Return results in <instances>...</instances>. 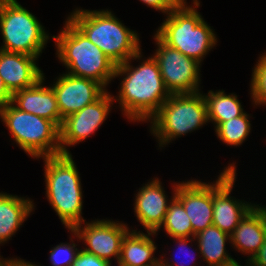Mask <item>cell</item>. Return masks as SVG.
Listing matches in <instances>:
<instances>
[{"label": "cell", "mask_w": 266, "mask_h": 266, "mask_svg": "<svg viewBox=\"0 0 266 266\" xmlns=\"http://www.w3.org/2000/svg\"><path fill=\"white\" fill-rule=\"evenodd\" d=\"M109 92L82 110L63 119L60 127V147L62 154H70L67 146H74L92 135L106 120L115 101ZM114 100V101H113Z\"/></svg>", "instance_id": "8fae6325"}, {"label": "cell", "mask_w": 266, "mask_h": 266, "mask_svg": "<svg viewBox=\"0 0 266 266\" xmlns=\"http://www.w3.org/2000/svg\"><path fill=\"white\" fill-rule=\"evenodd\" d=\"M46 196L68 230L85 223L81 179L71 154L43 157Z\"/></svg>", "instance_id": "5b68a950"}, {"label": "cell", "mask_w": 266, "mask_h": 266, "mask_svg": "<svg viewBox=\"0 0 266 266\" xmlns=\"http://www.w3.org/2000/svg\"><path fill=\"white\" fill-rule=\"evenodd\" d=\"M186 3L184 1L172 9L155 34L168 46L201 63L216 45L217 38L196 10L200 6L199 0H193L195 7L187 6Z\"/></svg>", "instance_id": "277c9868"}, {"label": "cell", "mask_w": 266, "mask_h": 266, "mask_svg": "<svg viewBox=\"0 0 266 266\" xmlns=\"http://www.w3.org/2000/svg\"><path fill=\"white\" fill-rule=\"evenodd\" d=\"M116 65L140 52L135 31L125 27L109 10L76 9L68 17Z\"/></svg>", "instance_id": "3957f363"}, {"label": "cell", "mask_w": 266, "mask_h": 266, "mask_svg": "<svg viewBox=\"0 0 266 266\" xmlns=\"http://www.w3.org/2000/svg\"><path fill=\"white\" fill-rule=\"evenodd\" d=\"M141 57L140 51L132 59L116 65L114 74V77L125 76L116 99L123 115L137 122L149 121L171 95L153 56L143 60L136 68L130 65L131 60H139Z\"/></svg>", "instance_id": "6da1fadb"}, {"label": "cell", "mask_w": 266, "mask_h": 266, "mask_svg": "<svg viewBox=\"0 0 266 266\" xmlns=\"http://www.w3.org/2000/svg\"><path fill=\"white\" fill-rule=\"evenodd\" d=\"M70 243H60L50 250V261L53 266H72L80 250L75 248L77 245L71 240Z\"/></svg>", "instance_id": "484cf974"}, {"label": "cell", "mask_w": 266, "mask_h": 266, "mask_svg": "<svg viewBox=\"0 0 266 266\" xmlns=\"http://www.w3.org/2000/svg\"><path fill=\"white\" fill-rule=\"evenodd\" d=\"M149 122L152 135L158 139L159 147H163L209 122L204 95L200 92L171 94Z\"/></svg>", "instance_id": "8992f818"}, {"label": "cell", "mask_w": 266, "mask_h": 266, "mask_svg": "<svg viewBox=\"0 0 266 266\" xmlns=\"http://www.w3.org/2000/svg\"><path fill=\"white\" fill-rule=\"evenodd\" d=\"M250 130L249 114L244 112L241 116L222 122L215 132L223 143L229 146H239L247 139Z\"/></svg>", "instance_id": "cb8c5ba5"}, {"label": "cell", "mask_w": 266, "mask_h": 266, "mask_svg": "<svg viewBox=\"0 0 266 266\" xmlns=\"http://www.w3.org/2000/svg\"><path fill=\"white\" fill-rule=\"evenodd\" d=\"M37 59L34 56L0 49V77L12 94L34 86L43 77L44 73L38 67Z\"/></svg>", "instance_id": "9a60e30c"}, {"label": "cell", "mask_w": 266, "mask_h": 266, "mask_svg": "<svg viewBox=\"0 0 266 266\" xmlns=\"http://www.w3.org/2000/svg\"><path fill=\"white\" fill-rule=\"evenodd\" d=\"M12 102V93L8 90L4 81L0 77V109Z\"/></svg>", "instance_id": "4dcf8cb0"}, {"label": "cell", "mask_w": 266, "mask_h": 266, "mask_svg": "<svg viewBox=\"0 0 266 266\" xmlns=\"http://www.w3.org/2000/svg\"><path fill=\"white\" fill-rule=\"evenodd\" d=\"M81 226L80 223L70 231L88 246L84 247V251L108 262H112L110 259L114 257L118 262L122 239L129 231L126 224L103 219L85 223L84 227Z\"/></svg>", "instance_id": "7c38bea8"}, {"label": "cell", "mask_w": 266, "mask_h": 266, "mask_svg": "<svg viewBox=\"0 0 266 266\" xmlns=\"http://www.w3.org/2000/svg\"><path fill=\"white\" fill-rule=\"evenodd\" d=\"M7 266H39L36 264H33L32 262H26L24 259H9Z\"/></svg>", "instance_id": "1f68e13d"}, {"label": "cell", "mask_w": 266, "mask_h": 266, "mask_svg": "<svg viewBox=\"0 0 266 266\" xmlns=\"http://www.w3.org/2000/svg\"><path fill=\"white\" fill-rule=\"evenodd\" d=\"M178 183L173 185V196L169 201L168 210L165 215V219L160 228L165 229L167 235L171 238L179 237H195L193 233L192 224L190 219L182 205V203L175 197V192L177 190Z\"/></svg>", "instance_id": "603a6c76"}, {"label": "cell", "mask_w": 266, "mask_h": 266, "mask_svg": "<svg viewBox=\"0 0 266 266\" xmlns=\"http://www.w3.org/2000/svg\"><path fill=\"white\" fill-rule=\"evenodd\" d=\"M128 231L122 239L119 262L125 266H150L158 264L160 259L153 256L157 247L150 236L155 232Z\"/></svg>", "instance_id": "d6986e66"}, {"label": "cell", "mask_w": 266, "mask_h": 266, "mask_svg": "<svg viewBox=\"0 0 266 266\" xmlns=\"http://www.w3.org/2000/svg\"><path fill=\"white\" fill-rule=\"evenodd\" d=\"M57 57L67 67L68 73L97 81L106 87L115 78L116 64L93 44L69 19L58 36H53Z\"/></svg>", "instance_id": "7a4b0ae2"}, {"label": "cell", "mask_w": 266, "mask_h": 266, "mask_svg": "<svg viewBox=\"0 0 266 266\" xmlns=\"http://www.w3.org/2000/svg\"><path fill=\"white\" fill-rule=\"evenodd\" d=\"M150 266H161V262H159L158 264L150 265Z\"/></svg>", "instance_id": "e575fe53"}, {"label": "cell", "mask_w": 266, "mask_h": 266, "mask_svg": "<svg viewBox=\"0 0 266 266\" xmlns=\"http://www.w3.org/2000/svg\"><path fill=\"white\" fill-rule=\"evenodd\" d=\"M158 178L148 182L135 196L134 212L147 232H158L168 210L167 196Z\"/></svg>", "instance_id": "2e32d148"}, {"label": "cell", "mask_w": 266, "mask_h": 266, "mask_svg": "<svg viewBox=\"0 0 266 266\" xmlns=\"http://www.w3.org/2000/svg\"><path fill=\"white\" fill-rule=\"evenodd\" d=\"M246 261L249 266H266V238L263 245L252 256V258H248Z\"/></svg>", "instance_id": "f546056e"}, {"label": "cell", "mask_w": 266, "mask_h": 266, "mask_svg": "<svg viewBox=\"0 0 266 266\" xmlns=\"http://www.w3.org/2000/svg\"><path fill=\"white\" fill-rule=\"evenodd\" d=\"M250 88L254 104L266 105V53L259 57L254 66Z\"/></svg>", "instance_id": "d4e9b609"}, {"label": "cell", "mask_w": 266, "mask_h": 266, "mask_svg": "<svg viewBox=\"0 0 266 266\" xmlns=\"http://www.w3.org/2000/svg\"><path fill=\"white\" fill-rule=\"evenodd\" d=\"M153 9L168 14L172 9L180 6L186 0H140Z\"/></svg>", "instance_id": "83f0119b"}, {"label": "cell", "mask_w": 266, "mask_h": 266, "mask_svg": "<svg viewBox=\"0 0 266 266\" xmlns=\"http://www.w3.org/2000/svg\"><path fill=\"white\" fill-rule=\"evenodd\" d=\"M207 104L208 121L215 123V129L222 123L244 113L241 103L235 94H225L223 90L209 91L204 94Z\"/></svg>", "instance_id": "7402d4cb"}, {"label": "cell", "mask_w": 266, "mask_h": 266, "mask_svg": "<svg viewBox=\"0 0 266 266\" xmlns=\"http://www.w3.org/2000/svg\"><path fill=\"white\" fill-rule=\"evenodd\" d=\"M173 239H175L176 240V242L178 243V248H179V251L180 252H184V253H186V252H188L189 253V251H188V249H189V247L187 246V244L189 243L190 244V240H191V242H192V240L193 239H195V237H192L191 239H190V237H179V238H173ZM188 247V249L187 250H185L186 248ZM186 251V252H185ZM179 252V253H180ZM188 253H186L187 254V257H190L191 255V253L188 255ZM183 255V254H182ZM193 256V255H192ZM175 257H173V258H170V259H174ZM191 258V257H190ZM193 259L195 258V257H192ZM188 259V258H187ZM193 259H191V260H193ZM177 260V259H176ZM195 260V259H194ZM193 260V261H194ZM160 262H161V266H174V264L175 263H177V264H175V266H189V264H186V265H184L183 263H181V264H179L177 261H175V263L173 262V264H172V262H171V264H170V262L168 263V259H166V261H165V259H160ZM191 263V262H190ZM190 266H192V265H190Z\"/></svg>", "instance_id": "f1b7e54d"}, {"label": "cell", "mask_w": 266, "mask_h": 266, "mask_svg": "<svg viewBox=\"0 0 266 266\" xmlns=\"http://www.w3.org/2000/svg\"><path fill=\"white\" fill-rule=\"evenodd\" d=\"M0 119L16 144L33 158L62 154L60 128L53 121L26 113L12 102L0 109Z\"/></svg>", "instance_id": "52a82bcc"}, {"label": "cell", "mask_w": 266, "mask_h": 266, "mask_svg": "<svg viewBox=\"0 0 266 266\" xmlns=\"http://www.w3.org/2000/svg\"><path fill=\"white\" fill-rule=\"evenodd\" d=\"M55 82L51 87L55 92L62 119L82 110L106 92V88L97 81L73 76L67 72Z\"/></svg>", "instance_id": "4fadbf2b"}, {"label": "cell", "mask_w": 266, "mask_h": 266, "mask_svg": "<svg viewBox=\"0 0 266 266\" xmlns=\"http://www.w3.org/2000/svg\"><path fill=\"white\" fill-rule=\"evenodd\" d=\"M8 261H9V259L7 260L5 258V260H4V258H1V256H0V266H7Z\"/></svg>", "instance_id": "836d02e7"}, {"label": "cell", "mask_w": 266, "mask_h": 266, "mask_svg": "<svg viewBox=\"0 0 266 266\" xmlns=\"http://www.w3.org/2000/svg\"><path fill=\"white\" fill-rule=\"evenodd\" d=\"M117 263H118V266H125L122 263H120L119 261Z\"/></svg>", "instance_id": "d590c367"}, {"label": "cell", "mask_w": 266, "mask_h": 266, "mask_svg": "<svg viewBox=\"0 0 266 266\" xmlns=\"http://www.w3.org/2000/svg\"><path fill=\"white\" fill-rule=\"evenodd\" d=\"M153 58L157 61L164 85L170 94L199 92V62L165 44L156 34Z\"/></svg>", "instance_id": "9c48e42d"}, {"label": "cell", "mask_w": 266, "mask_h": 266, "mask_svg": "<svg viewBox=\"0 0 266 266\" xmlns=\"http://www.w3.org/2000/svg\"><path fill=\"white\" fill-rule=\"evenodd\" d=\"M266 238V206L255 205L230 234L234 248L250 258L263 245Z\"/></svg>", "instance_id": "ac0fdd59"}, {"label": "cell", "mask_w": 266, "mask_h": 266, "mask_svg": "<svg viewBox=\"0 0 266 266\" xmlns=\"http://www.w3.org/2000/svg\"><path fill=\"white\" fill-rule=\"evenodd\" d=\"M43 77L32 87L12 94V103L20 110L53 121L59 128L62 125L57 99L52 87L43 86Z\"/></svg>", "instance_id": "e0dca14e"}, {"label": "cell", "mask_w": 266, "mask_h": 266, "mask_svg": "<svg viewBox=\"0 0 266 266\" xmlns=\"http://www.w3.org/2000/svg\"><path fill=\"white\" fill-rule=\"evenodd\" d=\"M236 165L229 164L213 182V225L231 234L255 204L230 196L236 181ZM215 183V184H214Z\"/></svg>", "instance_id": "30bf717a"}, {"label": "cell", "mask_w": 266, "mask_h": 266, "mask_svg": "<svg viewBox=\"0 0 266 266\" xmlns=\"http://www.w3.org/2000/svg\"><path fill=\"white\" fill-rule=\"evenodd\" d=\"M1 50L39 57L49 36L35 15L17 0H0Z\"/></svg>", "instance_id": "ba28073f"}, {"label": "cell", "mask_w": 266, "mask_h": 266, "mask_svg": "<svg viewBox=\"0 0 266 266\" xmlns=\"http://www.w3.org/2000/svg\"><path fill=\"white\" fill-rule=\"evenodd\" d=\"M72 266H111V262L80 249Z\"/></svg>", "instance_id": "4316f807"}, {"label": "cell", "mask_w": 266, "mask_h": 266, "mask_svg": "<svg viewBox=\"0 0 266 266\" xmlns=\"http://www.w3.org/2000/svg\"><path fill=\"white\" fill-rule=\"evenodd\" d=\"M194 240H197L198 250L208 264L207 266H222L224 263L234 259L227 253L225 248L226 241H230V234L214 225L197 233Z\"/></svg>", "instance_id": "44dd1931"}, {"label": "cell", "mask_w": 266, "mask_h": 266, "mask_svg": "<svg viewBox=\"0 0 266 266\" xmlns=\"http://www.w3.org/2000/svg\"><path fill=\"white\" fill-rule=\"evenodd\" d=\"M222 266H242V265H240L235 259H233L230 262L224 263Z\"/></svg>", "instance_id": "d6a6232c"}, {"label": "cell", "mask_w": 266, "mask_h": 266, "mask_svg": "<svg viewBox=\"0 0 266 266\" xmlns=\"http://www.w3.org/2000/svg\"><path fill=\"white\" fill-rule=\"evenodd\" d=\"M175 197L182 203L195 235L213 225V183L193 179L178 183Z\"/></svg>", "instance_id": "5bb4252c"}, {"label": "cell", "mask_w": 266, "mask_h": 266, "mask_svg": "<svg viewBox=\"0 0 266 266\" xmlns=\"http://www.w3.org/2000/svg\"><path fill=\"white\" fill-rule=\"evenodd\" d=\"M29 198L0 193V244L6 243L33 211Z\"/></svg>", "instance_id": "ffe728a7"}]
</instances>
